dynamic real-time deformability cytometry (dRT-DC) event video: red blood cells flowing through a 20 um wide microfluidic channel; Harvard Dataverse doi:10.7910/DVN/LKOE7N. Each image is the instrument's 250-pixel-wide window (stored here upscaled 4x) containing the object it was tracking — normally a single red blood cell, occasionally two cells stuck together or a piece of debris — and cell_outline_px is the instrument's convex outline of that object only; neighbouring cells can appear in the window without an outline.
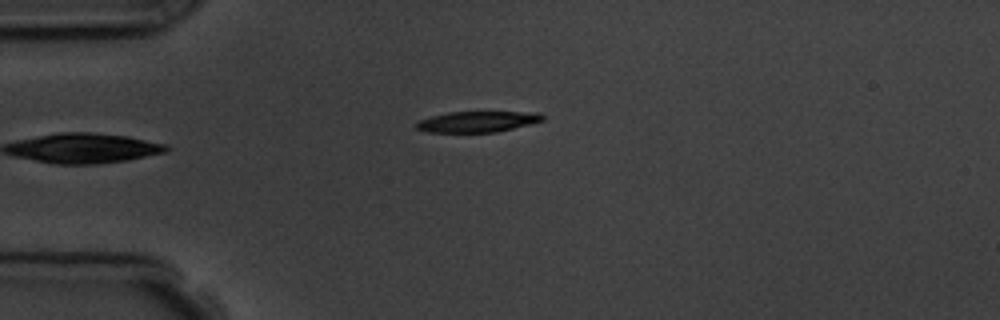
{"species": "common noctule bat (a hibernating species)", "species_latin": "Nyctalus noctula", "temperature_condition": "room temperature", "stored_images_in_passage": 4, "camera_frame_rate_fps": 3000, "um_per_image_px": 0.085, "animal": {"sex": "male", "body_mass_g": 19.5, "forearm_length_mm": 54.6}, "frame": {"image": 1, "passage_image": 4, "time_ms": 3.667, "image_size_px": [1000, 320], "cell_outline_px": [[544, 120], [496, 132], [428, 132], [416, 128], [416, 124], [420, 120], [432, 116], [448, 112], [540, 112], [544, 116]], "centroid_in_image_um": [40.59, 10.33], "position_along_channel_um": 44.4, "area_um2": 15.14}}